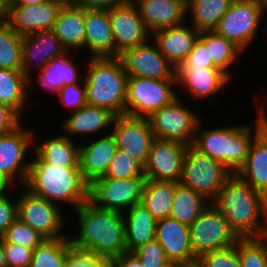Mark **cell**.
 <instances>
[{
  "mask_svg": "<svg viewBox=\"0 0 267 267\" xmlns=\"http://www.w3.org/2000/svg\"><path fill=\"white\" fill-rule=\"evenodd\" d=\"M74 211L80 229L75 238H70L73 247L95 253L109 261L127 252L122 212L96 207L90 201Z\"/></svg>",
  "mask_w": 267,
  "mask_h": 267,
  "instance_id": "6da1fadb",
  "label": "cell"
},
{
  "mask_svg": "<svg viewBox=\"0 0 267 267\" xmlns=\"http://www.w3.org/2000/svg\"><path fill=\"white\" fill-rule=\"evenodd\" d=\"M212 203L239 238L263 237L267 199L237 174H233L224 183Z\"/></svg>",
  "mask_w": 267,
  "mask_h": 267,
  "instance_id": "7a4b0ae2",
  "label": "cell"
},
{
  "mask_svg": "<svg viewBox=\"0 0 267 267\" xmlns=\"http://www.w3.org/2000/svg\"><path fill=\"white\" fill-rule=\"evenodd\" d=\"M24 187L36 196L73 209L88 201L89 185L80 168H61L45 163L35 152ZM64 202V203H63Z\"/></svg>",
  "mask_w": 267,
  "mask_h": 267,
  "instance_id": "3957f363",
  "label": "cell"
},
{
  "mask_svg": "<svg viewBox=\"0 0 267 267\" xmlns=\"http://www.w3.org/2000/svg\"><path fill=\"white\" fill-rule=\"evenodd\" d=\"M86 68L83 75L87 104L109 109L117 116L125 115L128 75L120 58L91 57Z\"/></svg>",
  "mask_w": 267,
  "mask_h": 267,
  "instance_id": "277c9868",
  "label": "cell"
},
{
  "mask_svg": "<svg viewBox=\"0 0 267 267\" xmlns=\"http://www.w3.org/2000/svg\"><path fill=\"white\" fill-rule=\"evenodd\" d=\"M202 122V119L198 122L192 146L236 174L245 164L251 144L257 137L256 127L254 130L251 125L238 124L202 130Z\"/></svg>",
  "mask_w": 267,
  "mask_h": 267,
  "instance_id": "5b68a950",
  "label": "cell"
},
{
  "mask_svg": "<svg viewBox=\"0 0 267 267\" xmlns=\"http://www.w3.org/2000/svg\"><path fill=\"white\" fill-rule=\"evenodd\" d=\"M232 175L233 173L225 165L189 145L179 183L213 202Z\"/></svg>",
  "mask_w": 267,
  "mask_h": 267,
  "instance_id": "8992f818",
  "label": "cell"
},
{
  "mask_svg": "<svg viewBox=\"0 0 267 267\" xmlns=\"http://www.w3.org/2000/svg\"><path fill=\"white\" fill-rule=\"evenodd\" d=\"M264 11H267V0H233L214 31L245 53L256 39Z\"/></svg>",
  "mask_w": 267,
  "mask_h": 267,
  "instance_id": "52a82bcc",
  "label": "cell"
},
{
  "mask_svg": "<svg viewBox=\"0 0 267 267\" xmlns=\"http://www.w3.org/2000/svg\"><path fill=\"white\" fill-rule=\"evenodd\" d=\"M177 79H149L128 76L126 115L149 118L154 112L178 97L174 86Z\"/></svg>",
  "mask_w": 267,
  "mask_h": 267,
  "instance_id": "ba28073f",
  "label": "cell"
},
{
  "mask_svg": "<svg viewBox=\"0 0 267 267\" xmlns=\"http://www.w3.org/2000/svg\"><path fill=\"white\" fill-rule=\"evenodd\" d=\"M189 230L191 247L197 257L233 246L240 239L212 202L189 226Z\"/></svg>",
  "mask_w": 267,
  "mask_h": 267,
  "instance_id": "9c48e42d",
  "label": "cell"
},
{
  "mask_svg": "<svg viewBox=\"0 0 267 267\" xmlns=\"http://www.w3.org/2000/svg\"><path fill=\"white\" fill-rule=\"evenodd\" d=\"M145 176L125 179L98 178L88 189V201L96 207L124 213L141 202Z\"/></svg>",
  "mask_w": 267,
  "mask_h": 267,
  "instance_id": "30bf717a",
  "label": "cell"
},
{
  "mask_svg": "<svg viewBox=\"0 0 267 267\" xmlns=\"http://www.w3.org/2000/svg\"><path fill=\"white\" fill-rule=\"evenodd\" d=\"M179 97L154 112L148 120L155 138L178 141L189 146L193 144L202 117L196 110L192 111L182 104Z\"/></svg>",
  "mask_w": 267,
  "mask_h": 267,
  "instance_id": "8fae6325",
  "label": "cell"
},
{
  "mask_svg": "<svg viewBox=\"0 0 267 267\" xmlns=\"http://www.w3.org/2000/svg\"><path fill=\"white\" fill-rule=\"evenodd\" d=\"M17 199V217L32 229L39 232L46 239L68 237L63 234L65 217L61 211L63 207L42 197L36 196L26 188L20 191Z\"/></svg>",
  "mask_w": 267,
  "mask_h": 267,
  "instance_id": "7c38bea8",
  "label": "cell"
},
{
  "mask_svg": "<svg viewBox=\"0 0 267 267\" xmlns=\"http://www.w3.org/2000/svg\"><path fill=\"white\" fill-rule=\"evenodd\" d=\"M22 126L0 134V172L19 187H24L28 177L31 159L27 160L26 155L29 147L34 145L35 134L34 130Z\"/></svg>",
  "mask_w": 267,
  "mask_h": 267,
  "instance_id": "4fadbf2b",
  "label": "cell"
},
{
  "mask_svg": "<svg viewBox=\"0 0 267 267\" xmlns=\"http://www.w3.org/2000/svg\"><path fill=\"white\" fill-rule=\"evenodd\" d=\"M128 76L149 79H177L176 68L159 51L156 43L149 40L124 50L119 56Z\"/></svg>",
  "mask_w": 267,
  "mask_h": 267,
  "instance_id": "5bb4252c",
  "label": "cell"
},
{
  "mask_svg": "<svg viewBox=\"0 0 267 267\" xmlns=\"http://www.w3.org/2000/svg\"><path fill=\"white\" fill-rule=\"evenodd\" d=\"M108 12L115 43V57L128 48L150 40V33L133 1L126 0L112 7Z\"/></svg>",
  "mask_w": 267,
  "mask_h": 267,
  "instance_id": "9a60e30c",
  "label": "cell"
},
{
  "mask_svg": "<svg viewBox=\"0 0 267 267\" xmlns=\"http://www.w3.org/2000/svg\"><path fill=\"white\" fill-rule=\"evenodd\" d=\"M188 145L155 138L144 166L147 180L179 182Z\"/></svg>",
  "mask_w": 267,
  "mask_h": 267,
  "instance_id": "2e32d148",
  "label": "cell"
},
{
  "mask_svg": "<svg viewBox=\"0 0 267 267\" xmlns=\"http://www.w3.org/2000/svg\"><path fill=\"white\" fill-rule=\"evenodd\" d=\"M111 129L117 147L145 166L155 139L148 118L120 115Z\"/></svg>",
  "mask_w": 267,
  "mask_h": 267,
  "instance_id": "e0dca14e",
  "label": "cell"
},
{
  "mask_svg": "<svg viewBox=\"0 0 267 267\" xmlns=\"http://www.w3.org/2000/svg\"><path fill=\"white\" fill-rule=\"evenodd\" d=\"M62 7L55 0L34 5L6 4L5 21L21 36L52 30Z\"/></svg>",
  "mask_w": 267,
  "mask_h": 267,
  "instance_id": "ac0fdd59",
  "label": "cell"
},
{
  "mask_svg": "<svg viewBox=\"0 0 267 267\" xmlns=\"http://www.w3.org/2000/svg\"><path fill=\"white\" fill-rule=\"evenodd\" d=\"M67 52L52 30L24 35L22 37V72L29 78V88L33 83V70H42L51 60Z\"/></svg>",
  "mask_w": 267,
  "mask_h": 267,
  "instance_id": "d6986e66",
  "label": "cell"
},
{
  "mask_svg": "<svg viewBox=\"0 0 267 267\" xmlns=\"http://www.w3.org/2000/svg\"><path fill=\"white\" fill-rule=\"evenodd\" d=\"M155 239L169 262L183 263L198 258L191 247L189 226L167 217L156 222Z\"/></svg>",
  "mask_w": 267,
  "mask_h": 267,
  "instance_id": "ffe728a7",
  "label": "cell"
},
{
  "mask_svg": "<svg viewBox=\"0 0 267 267\" xmlns=\"http://www.w3.org/2000/svg\"><path fill=\"white\" fill-rule=\"evenodd\" d=\"M177 85L191 96L200 100L212 98L224 87L229 85L231 79L217 68L178 67L176 69ZM183 87V88H182Z\"/></svg>",
  "mask_w": 267,
  "mask_h": 267,
  "instance_id": "44dd1931",
  "label": "cell"
},
{
  "mask_svg": "<svg viewBox=\"0 0 267 267\" xmlns=\"http://www.w3.org/2000/svg\"><path fill=\"white\" fill-rule=\"evenodd\" d=\"M150 34L184 24L186 4L180 0H132Z\"/></svg>",
  "mask_w": 267,
  "mask_h": 267,
  "instance_id": "7402d4cb",
  "label": "cell"
},
{
  "mask_svg": "<svg viewBox=\"0 0 267 267\" xmlns=\"http://www.w3.org/2000/svg\"><path fill=\"white\" fill-rule=\"evenodd\" d=\"M117 142L109 131L91 144L80 143V170L84 181L90 185L94 180L104 177L112 158L117 151Z\"/></svg>",
  "mask_w": 267,
  "mask_h": 267,
  "instance_id": "603a6c76",
  "label": "cell"
},
{
  "mask_svg": "<svg viewBox=\"0 0 267 267\" xmlns=\"http://www.w3.org/2000/svg\"><path fill=\"white\" fill-rule=\"evenodd\" d=\"M200 32L192 25L184 24L158 30L151 34L163 56L177 69L192 50Z\"/></svg>",
  "mask_w": 267,
  "mask_h": 267,
  "instance_id": "cb8c5ba5",
  "label": "cell"
},
{
  "mask_svg": "<svg viewBox=\"0 0 267 267\" xmlns=\"http://www.w3.org/2000/svg\"><path fill=\"white\" fill-rule=\"evenodd\" d=\"M91 57H115L108 10L85 9V41Z\"/></svg>",
  "mask_w": 267,
  "mask_h": 267,
  "instance_id": "d4e9b609",
  "label": "cell"
},
{
  "mask_svg": "<svg viewBox=\"0 0 267 267\" xmlns=\"http://www.w3.org/2000/svg\"><path fill=\"white\" fill-rule=\"evenodd\" d=\"M116 117L117 115L109 109L86 104L64 118L61 130L70 139L77 134L81 136L99 134L103 129L113 127Z\"/></svg>",
  "mask_w": 267,
  "mask_h": 267,
  "instance_id": "484cf974",
  "label": "cell"
},
{
  "mask_svg": "<svg viewBox=\"0 0 267 267\" xmlns=\"http://www.w3.org/2000/svg\"><path fill=\"white\" fill-rule=\"evenodd\" d=\"M34 136V152L47 164L61 168H80V145L64 134L52 136L37 143ZM77 143V144H76Z\"/></svg>",
  "mask_w": 267,
  "mask_h": 267,
  "instance_id": "4316f807",
  "label": "cell"
},
{
  "mask_svg": "<svg viewBox=\"0 0 267 267\" xmlns=\"http://www.w3.org/2000/svg\"><path fill=\"white\" fill-rule=\"evenodd\" d=\"M52 31L68 52L84 49L85 9L78 6H63Z\"/></svg>",
  "mask_w": 267,
  "mask_h": 267,
  "instance_id": "83f0119b",
  "label": "cell"
},
{
  "mask_svg": "<svg viewBox=\"0 0 267 267\" xmlns=\"http://www.w3.org/2000/svg\"><path fill=\"white\" fill-rule=\"evenodd\" d=\"M123 216L128 253L155 240L157 220L141 203L130 207L123 213Z\"/></svg>",
  "mask_w": 267,
  "mask_h": 267,
  "instance_id": "f1b7e54d",
  "label": "cell"
},
{
  "mask_svg": "<svg viewBox=\"0 0 267 267\" xmlns=\"http://www.w3.org/2000/svg\"><path fill=\"white\" fill-rule=\"evenodd\" d=\"M67 52L63 56L54 58L42 70H39L37 80L40 87L58 94V91L67 85L78 83L80 79V68L75 66L74 61ZM69 57V58H68ZM79 76V77H78Z\"/></svg>",
  "mask_w": 267,
  "mask_h": 267,
  "instance_id": "f546056e",
  "label": "cell"
},
{
  "mask_svg": "<svg viewBox=\"0 0 267 267\" xmlns=\"http://www.w3.org/2000/svg\"><path fill=\"white\" fill-rule=\"evenodd\" d=\"M236 174L267 199V145L258 137L251 144L245 164Z\"/></svg>",
  "mask_w": 267,
  "mask_h": 267,
  "instance_id": "4dcf8cb0",
  "label": "cell"
},
{
  "mask_svg": "<svg viewBox=\"0 0 267 267\" xmlns=\"http://www.w3.org/2000/svg\"><path fill=\"white\" fill-rule=\"evenodd\" d=\"M179 182L146 180L141 204L158 221L170 217L172 201Z\"/></svg>",
  "mask_w": 267,
  "mask_h": 267,
  "instance_id": "1f68e13d",
  "label": "cell"
},
{
  "mask_svg": "<svg viewBox=\"0 0 267 267\" xmlns=\"http://www.w3.org/2000/svg\"><path fill=\"white\" fill-rule=\"evenodd\" d=\"M29 78L22 71L0 68V103L20 116L27 108Z\"/></svg>",
  "mask_w": 267,
  "mask_h": 267,
  "instance_id": "d6a6232c",
  "label": "cell"
},
{
  "mask_svg": "<svg viewBox=\"0 0 267 267\" xmlns=\"http://www.w3.org/2000/svg\"><path fill=\"white\" fill-rule=\"evenodd\" d=\"M199 38L208 47L209 59H212L213 65L224 72L229 78L232 72L229 67L239 59V55L244 54L243 50L231 40L218 35L215 31L200 32Z\"/></svg>",
  "mask_w": 267,
  "mask_h": 267,
  "instance_id": "836d02e7",
  "label": "cell"
},
{
  "mask_svg": "<svg viewBox=\"0 0 267 267\" xmlns=\"http://www.w3.org/2000/svg\"><path fill=\"white\" fill-rule=\"evenodd\" d=\"M209 203L203 195L179 183L172 201L170 217L190 226Z\"/></svg>",
  "mask_w": 267,
  "mask_h": 267,
  "instance_id": "e575fe53",
  "label": "cell"
},
{
  "mask_svg": "<svg viewBox=\"0 0 267 267\" xmlns=\"http://www.w3.org/2000/svg\"><path fill=\"white\" fill-rule=\"evenodd\" d=\"M233 0H190L186 5L191 12L192 26L199 32L214 31Z\"/></svg>",
  "mask_w": 267,
  "mask_h": 267,
  "instance_id": "d590c367",
  "label": "cell"
},
{
  "mask_svg": "<svg viewBox=\"0 0 267 267\" xmlns=\"http://www.w3.org/2000/svg\"><path fill=\"white\" fill-rule=\"evenodd\" d=\"M22 37L6 21L0 23V68L22 71Z\"/></svg>",
  "mask_w": 267,
  "mask_h": 267,
  "instance_id": "8d00e7d4",
  "label": "cell"
},
{
  "mask_svg": "<svg viewBox=\"0 0 267 267\" xmlns=\"http://www.w3.org/2000/svg\"><path fill=\"white\" fill-rule=\"evenodd\" d=\"M70 246L69 237L46 239L34 249L30 267H64Z\"/></svg>",
  "mask_w": 267,
  "mask_h": 267,
  "instance_id": "74e56055",
  "label": "cell"
},
{
  "mask_svg": "<svg viewBox=\"0 0 267 267\" xmlns=\"http://www.w3.org/2000/svg\"><path fill=\"white\" fill-rule=\"evenodd\" d=\"M237 253L241 267H267V241L263 238H240Z\"/></svg>",
  "mask_w": 267,
  "mask_h": 267,
  "instance_id": "f35d334b",
  "label": "cell"
},
{
  "mask_svg": "<svg viewBox=\"0 0 267 267\" xmlns=\"http://www.w3.org/2000/svg\"><path fill=\"white\" fill-rule=\"evenodd\" d=\"M136 176H145L144 166L129 153L118 148L106 174L101 178L125 179Z\"/></svg>",
  "mask_w": 267,
  "mask_h": 267,
  "instance_id": "ab89813d",
  "label": "cell"
},
{
  "mask_svg": "<svg viewBox=\"0 0 267 267\" xmlns=\"http://www.w3.org/2000/svg\"><path fill=\"white\" fill-rule=\"evenodd\" d=\"M4 243H13L27 248L35 249L46 238L29 225L17 218L7 231L2 235Z\"/></svg>",
  "mask_w": 267,
  "mask_h": 267,
  "instance_id": "60d3db41",
  "label": "cell"
},
{
  "mask_svg": "<svg viewBox=\"0 0 267 267\" xmlns=\"http://www.w3.org/2000/svg\"><path fill=\"white\" fill-rule=\"evenodd\" d=\"M64 267H111V264L104 257L71 245L66 253Z\"/></svg>",
  "mask_w": 267,
  "mask_h": 267,
  "instance_id": "b9f144b4",
  "label": "cell"
},
{
  "mask_svg": "<svg viewBox=\"0 0 267 267\" xmlns=\"http://www.w3.org/2000/svg\"><path fill=\"white\" fill-rule=\"evenodd\" d=\"M199 258L206 267H241L237 242L225 249L205 252Z\"/></svg>",
  "mask_w": 267,
  "mask_h": 267,
  "instance_id": "7bdbcfd3",
  "label": "cell"
},
{
  "mask_svg": "<svg viewBox=\"0 0 267 267\" xmlns=\"http://www.w3.org/2000/svg\"><path fill=\"white\" fill-rule=\"evenodd\" d=\"M144 267H166L169 264L164 250L158 241L147 242L132 252Z\"/></svg>",
  "mask_w": 267,
  "mask_h": 267,
  "instance_id": "ee69618b",
  "label": "cell"
},
{
  "mask_svg": "<svg viewBox=\"0 0 267 267\" xmlns=\"http://www.w3.org/2000/svg\"><path fill=\"white\" fill-rule=\"evenodd\" d=\"M81 76L82 84L75 83L62 87L58 91L59 100L64 106L71 108L72 112L79 110L81 107L87 104L86 102V87L85 79Z\"/></svg>",
  "mask_w": 267,
  "mask_h": 267,
  "instance_id": "f6af8a7d",
  "label": "cell"
},
{
  "mask_svg": "<svg viewBox=\"0 0 267 267\" xmlns=\"http://www.w3.org/2000/svg\"><path fill=\"white\" fill-rule=\"evenodd\" d=\"M6 267H30L33 249L13 243H4Z\"/></svg>",
  "mask_w": 267,
  "mask_h": 267,
  "instance_id": "bcb514c9",
  "label": "cell"
},
{
  "mask_svg": "<svg viewBox=\"0 0 267 267\" xmlns=\"http://www.w3.org/2000/svg\"><path fill=\"white\" fill-rule=\"evenodd\" d=\"M179 67L216 68L212 59H209L208 47L199 37Z\"/></svg>",
  "mask_w": 267,
  "mask_h": 267,
  "instance_id": "7dc6e473",
  "label": "cell"
},
{
  "mask_svg": "<svg viewBox=\"0 0 267 267\" xmlns=\"http://www.w3.org/2000/svg\"><path fill=\"white\" fill-rule=\"evenodd\" d=\"M5 194L0 196V236H2L17 217V199L13 200Z\"/></svg>",
  "mask_w": 267,
  "mask_h": 267,
  "instance_id": "c3c4849f",
  "label": "cell"
},
{
  "mask_svg": "<svg viewBox=\"0 0 267 267\" xmlns=\"http://www.w3.org/2000/svg\"><path fill=\"white\" fill-rule=\"evenodd\" d=\"M21 119L15 110L0 103V134L17 128L23 122Z\"/></svg>",
  "mask_w": 267,
  "mask_h": 267,
  "instance_id": "681fc988",
  "label": "cell"
},
{
  "mask_svg": "<svg viewBox=\"0 0 267 267\" xmlns=\"http://www.w3.org/2000/svg\"><path fill=\"white\" fill-rule=\"evenodd\" d=\"M126 0H79L77 6L83 9L110 10Z\"/></svg>",
  "mask_w": 267,
  "mask_h": 267,
  "instance_id": "f907efd6",
  "label": "cell"
},
{
  "mask_svg": "<svg viewBox=\"0 0 267 267\" xmlns=\"http://www.w3.org/2000/svg\"><path fill=\"white\" fill-rule=\"evenodd\" d=\"M111 267H144L133 253H123L110 261Z\"/></svg>",
  "mask_w": 267,
  "mask_h": 267,
  "instance_id": "816d5d0a",
  "label": "cell"
},
{
  "mask_svg": "<svg viewBox=\"0 0 267 267\" xmlns=\"http://www.w3.org/2000/svg\"><path fill=\"white\" fill-rule=\"evenodd\" d=\"M264 111L263 107L257 111V122H255L256 126L253 127H256L257 137L267 145V116Z\"/></svg>",
  "mask_w": 267,
  "mask_h": 267,
  "instance_id": "f5cc1de1",
  "label": "cell"
},
{
  "mask_svg": "<svg viewBox=\"0 0 267 267\" xmlns=\"http://www.w3.org/2000/svg\"><path fill=\"white\" fill-rule=\"evenodd\" d=\"M14 186L15 185L0 172V196L7 194Z\"/></svg>",
  "mask_w": 267,
  "mask_h": 267,
  "instance_id": "db71d44e",
  "label": "cell"
},
{
  "mask_svg": "<svg viewBox=\"0 0 267 267\" xmlns=\"http://www.w3.org/2000/svg\"><path fill=\"white\" fill-rule=\"evenodd\" d=\"M49 0H7L6 4H22V5H34L43 3Z\"/></svg>",
  "mask_w": 267,
  "mask_h": 267,
  "instance_id": "11a10c76",
  "label": "cell"
},
{
  "mask_svg": "<svg viewBox=\"0 0 267 267\" xmlns=\"http://www.w3.org/2000/svg\"><path fill=\"white\" fill-rule=\"evenodd\" d=\"M181 267H206V266L198 257L194 260L181 263Z\"/></svg>",
  "mask_w": 267,
  "mask_h": 267,
  "instance_id": "9f6ffc18",
  "label": "cell"
},
{
  "mask_svg": "<svg viewBox=\"0 0 267 267\" xmlns=\"http://www.w3.org/2000/svg\"><path fill=\"white\" fill-rule=\"evenodd\" d=\"M0 267H6V257H5L4 242L2 236H0Z\"/></svg>",
  "mask_w": 267,
  "mask_h": 267,
  "instance_id": "6f0895ef",
  "label": "cell"
},
{
  "mask_svg": "<svg viewBox=\"0 0 267 267\" xmlns=\"http://www.w3.org/2000/svg\"><path fill=\"white\" fill-rule=\"evenodd\" d=\"M6 2L7 0H0V23L6 19Z\"/></svg>",
  "mask_w": 267,
  "mask_h": 267,
  "instance_id": "680465c9",
  "label": "cell"
},
{
  "mask_svg": "<svg viewBox=\"0 0 267 267\" xmlns=\"http://www.w3.org/2000/svg\"><path fill=\"white\" fill-rule=\"evenodd\" d=\"M63 6H77L79 0H55Z\"/></svg>",
  "mask_w": 267,
  "mask_h": 267,
  "instance_id": "91938a15",
  "label": "cell"
},
{
  "mask_svg": "<svg viewBox=\"0 0 267 267\" xmlns=\"http://www.w3.org/2000/svg\"><path fill=\"white\" fill-rule=\"evenodd\" d=\"M166 267H181V263L169 262V264Z\"/></svg>",
  "mask_w": 267,
  "mask_h": 267,
  "instance_id": "94428289",
  "label": "cell"
},
{
  "mask_svg": "<svg viewBox=\"0 0 267 267\" xmlns=\"http://www.w3.org/2000/svg\"><path fill=\"white\" fill-rule=\"evenodd\" d=\"M263 238L267 241V215H266L265 232Z\"/></svg>",
  "mask_w": 267,
  "mask_h": 267,
  "instance_id": "6125c7cd",
  "label": "cell"
},
{
  "mask_svg": "<svg viewBox=\"0 0 267 267\" xmlns=\"http://www.w3.org/2000/svg\"><path fill=\"white\" fill-rule=\"evenodd\" d=\"M180 1H182L186 5L190 2V0H180Z\"/></svg>",
  "mask_w": 267,
  "mask_h": 267,
  "instance_id": "be15d7a7",
  "label": "cell"
}]
</instances>
